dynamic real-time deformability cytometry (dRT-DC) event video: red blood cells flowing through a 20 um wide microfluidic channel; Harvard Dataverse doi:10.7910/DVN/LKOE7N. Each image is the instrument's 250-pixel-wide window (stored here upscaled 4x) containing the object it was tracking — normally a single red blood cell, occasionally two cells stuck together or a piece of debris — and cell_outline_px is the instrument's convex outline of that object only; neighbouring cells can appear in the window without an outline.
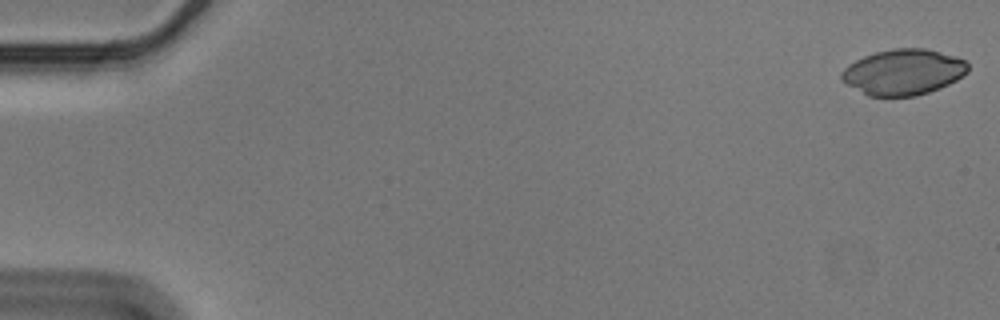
{"species": "Egyptian fruit bat (a non-hibernating species)", "species_latin": "Rousettus aegyptiacus", "temperature_condition": "cold", "stored_images_in_passage": 56, "camera_frame_rate_fps": 3000, "um_per_image_px": 0.085, "animal": {"sex": "male"}, "frame": {"image": 1, "passage_image": 1, "time_ms": 0.0, "image_size_px": [1000, 320], "cell_outline_px": [[968, 72], [956, 80], [940, 88], [916, 96], [868, 96], [840, 80], [840, 72], [848, 64], [864, 56], [876, 52], [892, 48], [924, 48], [956, 56], [964, 60], [968, 64]], "centroid_in_image_um": [76.77, 6.12], "position_along_channel_um": 8.2, "area_um2": 33.76}}